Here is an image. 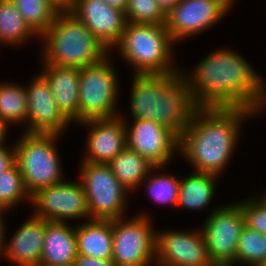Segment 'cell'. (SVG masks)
Returning <instances> with one entry per match:
<instances>
[{
  "label": "cell",
  "mask_w": 266,
  "mask_h": 266,
  "mask_svg": "<svg viewBox=\"0 0 266 266\" xmlns=\"http://www.w3.org/2000/svg\"><path fill=\"white\" fill-rule=\"evenodd\" d=\"M191 71L182 73L197 108H246L257 115L265 110V79L240 53L219 48Z\"/></svg>",
  "instance_id": "1"
},
{
  "label": "cell",
  "mask_w": 266,
  "mask_h": 266,
  "mask_svg": "<svg viewBox=\"0 0 266 266\" xmlns=\"http://www.w3.org/2000/svg\"><path fill=\"white\" fill-rule=\"evenodd\" d=\"M256 114L246 108H197L179 138V157L195 172L221 176L237 148L243 122Z\"/></svg>",
  "instance_id": "2"
},
{
  "label": "cell",
  "mask_w": 266,
  "mask_h": 266,
  "mask_svg": "<svg viewBox=\"0 0 266 266\" xmlns=\"http://www.w3.org/2000/svg\"><path fill=\"white\" fill-rule=\"evenodd\" d=\"M131 87L132 120L155 121L180 138L197 109L183 73L133 74Z\"/></svg>",
  "instance_id": "3"
},
{
  "label": "cell",
  "mask_w": 266,
  "mask_h": 266,
  "mask_svg": "<svg viewBox=\"0 0 266 266\" xmlns=\"http://www.w3.org/2000/svg\"><path fill=\"white\" fill-rule=\"evenodd\" d=\"M42 42V64L84 68L102 62L111 52L68 9L60 10Z\"/></svg>",
  "instance_id": "4"
},
{
  "label": "cell",
  "mask_w": 266,
  "mask_h": 266,
  "mask_svg": "<svg viewBox=\"0 0 266 266\" xmlns=\"http://www.w3.org/2000/svg\"><path fill=\"white\" fill-rule=\"evenodd\" d=\"M174 44L165 25L129 23L113 48L134 68L135 75L177 73ZM173 55V56H172Z\"/></svg>",
  "instance_id": "5"
},
{
  "label": "cell",
  "mask_w": 266,
  "mask_h": 266,
  "mask_svg": "<svg viewBox=\"0 0 266 266\" xmlns=\"http://www.w3.org/2000/svg\"><path fill=\"white\" fill-rule=\"evenodd\" d=\"M14 143L16 163L20 168L23 183L30 197L39 189L65 180L59 158L57 139L61 134L22 133Z\"/></svg>",
  "instance_id": "6"
},
{
  "label": "cell",
  "mask_w": 266,
  "mask_h": 266,
  "mask_svg": "<svg viewBox=\"0 0 266 266\" xmlns=\"http://www.w3.org/2000/svg\"><path fill=\"white\" fill-rule=\"evenodd\" d=\"M110 58L109 55L102 62L80 68L79 123L121 115L116 102L120 88L118 75Z\"/></svg>",
  "instance_id": "7"
},
{
  "label": "cell",
  "mask_w": 266,
  "mask_h": 266,
  "mask_svg": "<svg viewBox=\"0 0 266 266\" xmlns=\"http://www.w3.org/2000/svg\"><path fill=\"white\" fill-rule=\"evenodd\" d=\"M80 167L79 181L90 218L114 220L125 217L129 191L118 181L110 166L82 161Z\"/></svg>",
  "instance_id": "8"
},
{
  "label": "cell",
  "mask_w": 266,
  "mask_h": 266,
  "mask_svg": "<svg viewBox=\"0 0 266 266\" xmlns=\"http://www.w3.org/2000/svg\"><path fill=\"white\" fill-rule=\"evenodd\" d=\"M151 219L141 212L132 218L112 220V261L116 266H155L157 230Z\"/></svg>",
  "instance_id": "9"
},
{
  "label": "cell",
  "mask_w": 266,
  "mask_h": 266,
  "mask_svg": "<svg viewBox=\"0 0 266 266\" xmlns=\"http://www.w3.org/2000/svg\"><path fill=\"white\" fill-rule=\"evenodd\" d=\"M212 210L199 227L209 259L214 266H235L237 245L245 225L241 207L232 202Z\"/></svg>",
  "instance_id": "10"
},
{
  "label": "cell",
  "mask_w": 266,
  "mask_h": 266,
  "mask_svg": "<svg viewBox=\"0 0 266 266\" xmlns=\"http://www.w3.org/2000/svg\"><path fill=\"white\" fill-rule=\"evenodd\" d=\"M33 215L46 221L91 220L85 192L80 181L63 180L39 189L31 196Z\"/></svg>",
  "instance_id": "11"
},
{
  "label": "cell",
  "mask_w": 266,
  "mask_h": 266,
  "mask_svg": "<svg viewBox=\"0 0 266 266\" xmlns=\"http://www.w3.org/2000/svg\"><path fill=\"white\" fill-rule=\"evenodd\" d=\"M229 11L220 0H180L166 14L165 26L177 44L209 30Z\"/></svg>",
  "instance_id": "12"
},
{
  "label": "cell",
  "mask_w": 266,
  "mask_h": 266,
  "mask_svg": "<svg viewBox=\"0 0 266 266\" xmlns=\"http://www.w3.org/2000/svg\"><path fill=\"white\" fill-rule=\"evenodd\" d=\"M172 230L156 231L155 266H214L201 229Z\"/></svg>",
  "instance_id": "13"
},
{
  "label": "cell",
  "mask_w": 266,
  "mask_h": 266,
  "mask_svg": "<svg viewBox=\"0 0 266 266\" xmlns=\"http://www.w3.org/2000/svg\"><path fill=\"white\" fill-rule=\"evenodd\" d=\"M125 122L127 147L146 158L154 166H166L177 153L179 138L167 128L152 120Z\"/></svg>",
  "instance_id": "14"
},
{
  "label": "cell",
  "mask_w": 266,
  "mask_h": 266,
  "mask_svg": "<svg viewBox=\"0 0 266 266\" xmlns=\"http://www.w3.org/2000/svg\"><path fill=\"white\" fill-rule=\"evenodd\" d=\"M26 87L28 97L26 133L61 134L72 123L58 108L49 83L39 73Z\"/></svg>",
  "instance_id": "15"
},
{
  "label": "cell",
  "mask_w": 266,
  "mask_h": 266,
  "mask_svg": "<svg viewBox=\"0 0 266 266\" xmlns=\"http://www.w3.org/2000/svg\"><path fill=\"white\" fill-rule=\"evenodd\" d=\"M68 10L110 51L128 24L125 12L110 7L104 0H72Z\"/></svg>",
  "instance_id": "16"
},
{
  "label": "cell",
  "mask_w": 266,
  "mask_h": 266,
  "mask_svg": "<svg viewBox=\"0 0 266 266\" xmlns=\"http://www.w3.org/2000/svg\"><path fill=\"white\" fill-rule=\"evenodd\" d=\"M79 124L90 128L86 138L87 151L82 161L108 164L127 146L125 122L121 116L92 119Z\"/></svg>",
  "instance_id": "17"
},
{
  "label": "cell",
  "mask_w": 266,
  "mask_h": 266,
  "mask_svg": "<svg viewBox=\"0 0 266 266\" xmlns=\"http://www.w3.org/2000/svg\"><path fill=\"white\" fill-rule=\"evenodd\" d=\"M46 220L32 216L18 227L5 244L7 261L17 266H39L44 244Z\"/></svg>",
  "instance_id": "18"
},
{
  "label": "cell",
  "mask_w": 266,
  "mask_h": 266,
  "mask_svg": "<svg viewBox=\"0 0 266 266\" xmlns=\"http://www.w3.org/2000/svg\"><path fill=\"white\" fill-rule=\"evenodd\" d=\"M39 72L49 83L61 112L73 123H79L80 68L42 64Z\"/></svg>",
  "instance_id": "19"
},
{
  "label": "cell",
  "mask_w": 266,
  "mask_h": 266,
  "mask_svg": "<svg viewBox=\"0 0 266 266\" xmlns=\"http://www.w3.org/2000/svg\"><path fill=\"white\" fill-rule=\"evenodd\" d=\"M68 222L47 221L40 265L75 264L78 257L75 226Z\"/></svg>",
  "instance_id": "20"
},
{
  "label": "cell",
  "mask_w": 266,
  "mask_h": 266,
  "mask_svg": "<svg viewBox=\"0 0 266 266\" xmlns=\"http://www.w3.org/2000/svg\"><path fill=\"white\" fill-rule=\"evenodd\" d=\"M77 225L75 227V235L78 255L99 260H112V220L91 219Z\"/></svg>",
  "instance_id": "21"
},
{
  "label": "cell",
  "mask_w": 266,
  "mask_h": 266,
  "mask_svg": "<svg viewBox=\"0 0 266 266\" xmlns=\"http://www.w3.org/2000/svg\"><path fill=\"white\" fill-rule=\"evenodd\" d=\"M217 178L220 177L195 171L188 176L181 177L177 206L194 211L208 207L215 196Z\"/></svg>",
  "instance_id": "22"
},
{
  "label": "cell",
  "mask_w": 266,
  "mask_h": 266,
  "mask_svg": "<svg viewBox=\"0 0 266 266\" xmlns=\"http://www.w3.org/2000/svg\"><path fill=\"white\" fill-rule=\"evenodd\" d=\"M108 165L118 181L130 192L141 187L142 182L154 167L146 158L127 146Z\"/></svg>",
  "instance_id": "23"
},
{
  "label": "cell",
  "mask_w": 266,
  "mask_h": 266,
  "mask_svg": "<svg viewBox=\"0 0 266 266\" xmlns=\"http://www.w3.org/2000/svg\"><path fill=\"white\" fill-rule=\"evenodd\" d=\"M33 36L40 38L26 23L13 2L0 0V44L18 48Z\"/></svg>",
  "instance_id": "24"
},
{
  "label": "cell",
  "mask_w": 266,
  "mask_h": 266,
  "mask_svg": "<svg viewBox=\"0 0 266 266\" xmlns=\"http://www.w3.org/2000/svg\"><path fill=\"white\" fill-rule=\"evenodd\" d=\"M0 120L11 125L27 124L28 97L26 86L0 82Z\"/></svg>",
  "instance_id": "25"
},
{
  "label": "cell",
  "mask_w": 266,
  "mask_h": 266,
  "mask_svg": "<svg viewBox=\"0 0 266 266\" xmlns=\"http://www.w3.org/2000/svg\"><path fill=\"white\" fill-rule=\"evenodd\" d=\"M30 28L41 37L61 10L51 0H11Z\"/></svg>",
  "instance_id": "26"
},
{
  "label": "cell",
  "mask_w": 266,
  "mask_h": 266,
  "mask_svg": "<svg viewBox=\"0 0 266 266\" xmlns=\"http://www.w3.org/2000/svg\"><path fill=\"white\" fill-rule=\"evenodd\" d=\"M160 168L164 169L166 167L154 166L142 183H145L146 192H148L147 194L152 198V201L154 200L155 203L160 205H174L177 207L181 179L171 173L162 172L160 174Z\"/></svg>",
  "instance_id": "27"
},
{
  "label": "cell",
  "mask_w": 266,
  "mask_h": 266,
  "mask_svg": "<svg viewBox=\"0 0 266 266\" xmlns=\"http://www.w3.org/2000/svg\"><path fill=\"white\" fill-rule=\"evenodd\" d=\"M266 260V235L244 225L236 252L239 265L260 266Z\"/></svg>",
  "instance_id": "28"
},
{
  "label": "cell",
  "mask_w": 266,
  "mask_h": 266,
  "mask_svg": "<svg viewBox=\"0 0 266 266\" xmlns=\"http://www.w3.org/2000/svg\"><path fill=\"white\" fill-rule=\"evenodd\" d=\"M23 200L31 203V197L27 193L20 168L15 163L5 172H0V208L10 210Z\"/></svg>",
  "instance_id": "29"
},
{
  "label": "cell",
  "mask_w": 266,
  "mask_h": 266,
  "mask_svg": "<svg viewBox=\"0 0 266 266\" xmlns=\"http://www.w3.org/2000/svg\"><path fill=\"white\" fill-rule=\"evenodd\" d=\"M129 23L165 25L166 13L156 0H128L125 9Z\"/></svg>",
  "instance_id": "30"
},
{
  "label": "cell",
  "mask_w": 266,
  "mask_h": 266,
  "mask_svg": "<svg viewBox=\"0 0 266 266\" xmlns=\"http://www.w3.org/2000/svg\"><path fill=\"white\" fill-rule=\"evenodd\" d=\"M238 201L244 215L245 226L266 235V202L260 197Z\"/></svg>",
  "instance_id": "31"
},
{
  "label": "cell",
  "mask_w": 266,
  "mask_h": 266,
  "mask_svg": "<svg viewBox=\"0 0 266 266\" xmlns=\"http://www.w3.org/2000/svg\"><path fill=\"white\" fill-rule=\"evenodd\" d=\"M16 163L15 146L0 148V172H5Z\"/></svg>",
  "instance_id": "32"
},
{
  "label": "cell",
  "mask_w": 266,
  "mask_h": 266,
  "mask_svg": "<svg viewBox=\"0 0 266 266\" xmlns=\"http://www.w3.org/2000/svg\"><path fill=\"white\" fill-rule=\"evenodd\" d=\"M76 266H116L112 260H99L96 258L78 255L75 260Z\"/></svg>",
  "instance_id": "33"
},
{
  "label": "cell",
  "mask_w": 266,
  "mask_h": 266,
  "mask_svg": "<svg viewBox=\"0 0 266 266\" xmlns=\"http://www.w3.org/2000/svg\"><path fill=\"white\" fill-rule=\"evenodd\" d=\"M5 212H8V210L0 208V260H1V257H3V259L5 258V244H6L5 234L7 232L5 231L6 223L4 224L5 215H3V214H6Z\"/></svg>",
  "instance_id": "34"
},
{
  "label": "cell",
  "mask_w": 266,
  "mask_h": 266,
  "mask_svg": "<svg viewBox=\"0 0 266 266\" xmlns=\"http://www.w3.org/2000/svg\"><path fill=\"white\" fill-rule=\"evenodd\" d=\"M8 126H10L7 122L0 120V148L1 147H9L6 146L5 142L7 140Z\"/></svg>",
  "instance_id": "35"
},
{
  "label": "cell",
  "mask_w": 266,
  "mask_h": 266,
  "mask_svg": "<svg viewBox=\"0 0 266 266\" xmlns=\"http://www.w3.org/2000/svg\"><path fill=\"white\" fill-rule=\"evenodd\" d=\"M159 6L167 14L180 0H156Z\"/></svg>",
  "instance_id": "36"
},
{
  "label": "cell",
  "mask_w": 266,
  "mask_h": 266,
  "mask_svg": "<svg viewBox=\"0 0 266 266\" xmlns=\"http://www.w3.org/2000/svg\"><path fill=\"white\" fill-rule=\"evenodd\" d=\"M110 7L125 11L128 0H104Z\"/></svg>",
  "instance_id": "37"
},
{
  "label": "cell",
  "mask_w": 266,
  "mask_h": 266,
  "mask_svg": "<svg viewBox=\"0 0 266 266\" xmlns=\"http://www.w3.org/2000/svg\"><path fill=\"white\" fill-rule=\"evenodd\" d=\"M54 4H56L61 10L69 9L72 3V0H51Z\"/></svg>",
  "instance_id": "38"
},
{
  "label": "cell",
  "mask_w": 266,
  "mask_h": 266,
  "mask_svg": "<svg viewBox=\"0 0 266 266\" xmlns=\"http://www.w3.org/2000/svg\"><path fill=\"white\" fill-rule=\"evenodd\" d=\"M229 10L234 6L235 0H220Z\"/></svg>",
  "instance_id": "39"
},
{
  "label": "cell",
  "mask_w": 266,
  "mask_h": 266,
  "mask_svg": "<svg viewBox=\"0 0 266 266\" xmlns=\"http://www.w3.org/2000/svg\"><path fill=\"white\" fill-rule=\"evenodd\" d=\"M39 266H56V265H39ZM62 266H76V265L75 264H68V265H62Z\"/></svg>",
  "instance_id": "40"
},
{
  "label": "cell",
  "mask_w": 266,
  "mask_h": 266,
  "mask_svg": "<svg viewBox=\"0 0 266 266\" xmlns=\"http://www.w3.org/2000/svg\"><path fill=\"white\" fill-rule=\"evenodd\" d=\"M261 197L265 200L266 202V193H264V195L262 194Z\"/></svg>",
  "instance_id": "41"
},
{
  "label": "cell",
  "mask_w": 266,
  "mask_h": 266,
  "mask_svg": "<svg viewBox=\"0 0 266 266\" xmlns=\"http://www.w3.org/2000/svg\"><path fill=\"white\" fill-rule=\"evenodd\" d=\"M260 266H266V260Z\"/></svg>",
  "instance_id": "42"
}]
</instances>
